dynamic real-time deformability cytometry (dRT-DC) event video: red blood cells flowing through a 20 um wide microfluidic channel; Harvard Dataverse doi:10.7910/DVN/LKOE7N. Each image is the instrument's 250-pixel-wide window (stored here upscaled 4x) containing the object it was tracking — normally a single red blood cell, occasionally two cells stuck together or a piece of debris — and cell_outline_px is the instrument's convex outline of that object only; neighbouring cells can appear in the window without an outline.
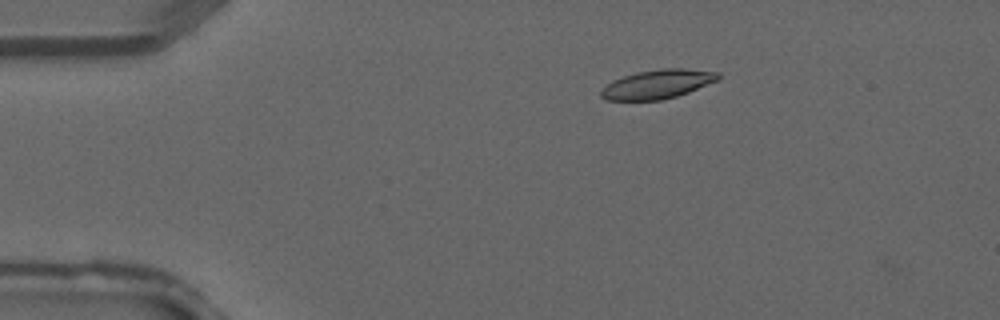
{"species": "common noctule bat (a hibernating species)", "species_latin": "Nyctalus noctula", "temperature_condition": "warm", "stored_images_in_passage": 2, "camera_frame_rate_fps": 3000, "um_per_image_px": 0.085, "animal": {"sex": "male", "forearm_length_mm": 52.5}, "frame": {"image": 1, "passage_image": 1, "time_ms": 0.0, "image_size_px": [1000, 320], "cell_outline_px": [[720, 80], [688, 92], [676, 96], [660, 100], [608, 100], [600, 96], [600, 92], [612, 80], [636, 72], [660, 68], [684, 68], [720, 72]], "centroid_in_image_um": [55.93, 7.14], "position_along_channel_um": 29.1, "area_um2": 19.83}}